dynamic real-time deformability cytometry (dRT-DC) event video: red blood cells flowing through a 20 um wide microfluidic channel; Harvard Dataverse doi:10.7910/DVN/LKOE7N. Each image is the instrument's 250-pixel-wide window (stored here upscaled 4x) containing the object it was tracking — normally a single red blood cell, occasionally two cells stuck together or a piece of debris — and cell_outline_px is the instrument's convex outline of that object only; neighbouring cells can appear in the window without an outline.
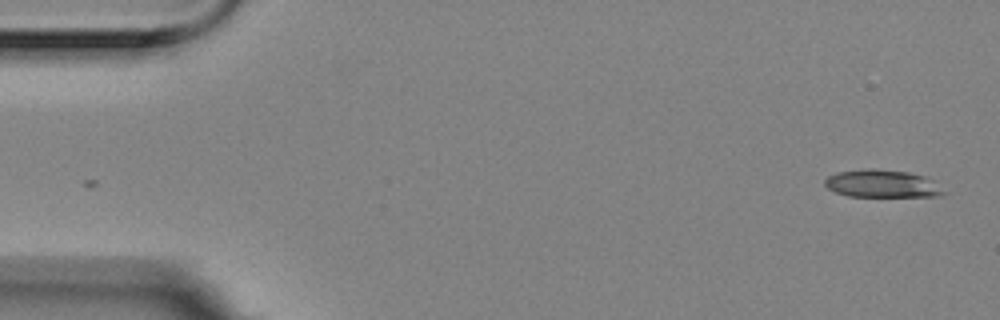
{"species": "Egyptian fruit bat (a non-hibernating species)", "species_latin": "Rousettus aegyptiacus", "temperature_condition": "room temperature", "stored_images_in_passage": 3, "camera_frame_rate_fps": 3000, "um_per_image_px": 0.085, "animal": {"sex": "female"}, "frame": {"image": 1, "passage_image": 3, "time_ms": 0.667, "image_size_px": [1000, 320], "cell_outline_px": [[948, 192], [940, 196], [848, 196], [836, 192], [828, 188], [824, 184], [824, 180], [828, 176], [836, 172], [868, 168], [872, 168], [908, 172], [924, 176], [932, 180]], "centroid_in_image_um": [74.98, 15.61], "position_along_channel_um": 10.0, "area_um2": 19.19}}